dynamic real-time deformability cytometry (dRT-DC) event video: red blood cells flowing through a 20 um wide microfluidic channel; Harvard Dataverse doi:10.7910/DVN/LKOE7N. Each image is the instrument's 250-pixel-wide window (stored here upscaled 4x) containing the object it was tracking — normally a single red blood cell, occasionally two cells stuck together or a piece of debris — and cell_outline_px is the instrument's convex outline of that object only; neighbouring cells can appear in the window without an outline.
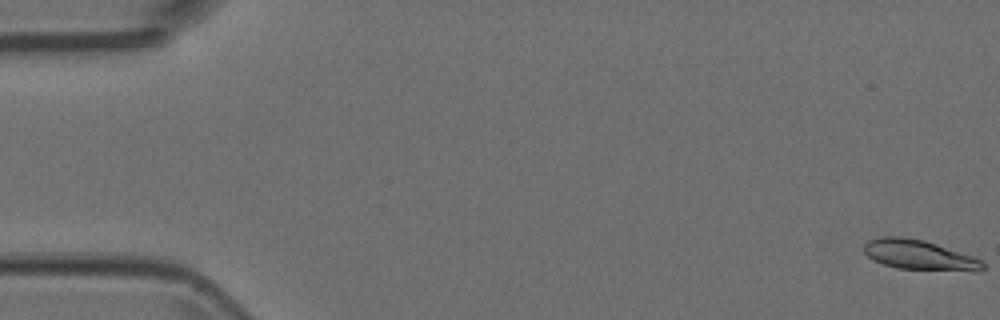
{"species": "Egyptian fruit bat (a non-hibernating species)", "species_latin": "Rousettus aegyptiacus", "temperature_condition": "room temperature", "stored_images_in_passage": 5, "camera_frame_rate_fps": 3000, "um_per_image_px": 0.085, "animal": {"sex": "female"}, "frame": {"image": 1, "passage_image": 1, "time_ms": 0.0, "image_size_px": [1000, 320], "cell_outline_px": [[984, 268], [980, 272], [976, 272], [900, 268], [884, 264], [868, 256], [864, 252], [864, 244], [868, 240], [880, 236], [904, 236], [924, 240], [984, 260]], "centroid_in_image_um": [78.18, 21.67], "position_along_channel_um": 6.8, "area_um2": 20.75}}
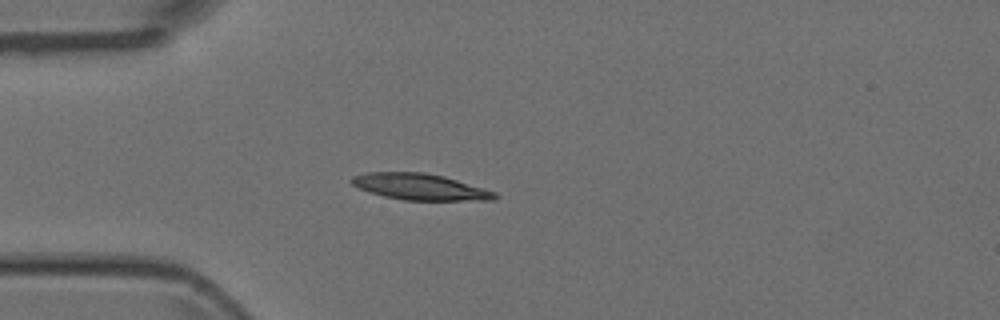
{"frame": {"image": 2, "passage_image": 5, "time_ms": 1.333, "image_size_px": [1000, 320], "cell_outline_px": [[500, 196], [496, 200], [404, 200], [384, 196], [360, 188], [352, 184], [348, 180], [352, 176], [368, 172], [424, 172], [444, 176], [484, 188], [496, 192]], "centroid_in_image_um": [35.73, 15.87], "position_along_channel_um": 49.3, "area_um2": 21.91}}